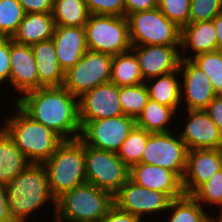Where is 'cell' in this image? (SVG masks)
Masks as SVG:
<instances>
[{"mask_svg":"<svg viewBox=\"0 0 222 222\" xmlns=\"http://www.w3.org/2000/svg\"><path fill=\"white\" fill-rule=\"evenodd\" d=\"M15 103L33 120L48 127L63 140L80 137L78 98L64 86L41 87L27 92Z\"/></svg>","mask_w":222,"mask_h":222,"instance_id":"6da1fadb","label":"cell"},{"mask_svg":"<svg viewBox=\"0 0 222 222\" xmlns=\"http://www.w3.org/2000/svg\"><path fill=\"white\" fill-rule=\"evenodd\" d=\"M9 215L14 222H29V216L45 204L52 203L54 216L56 199L49 189L48 173L44 164L30 163L26 169L6 184ZM50 201V202H49Z\"/></svg>","mask_w":222,"mask_h":222,"instance_id":"7a4b0ae2","label":"cell"},{"mask_svg":"<svg viewBox=\"0 0 222 222\" xmlns=\"http://www.w3.org/2000/svg\"><path fill=\"white\" fill-rule=\"evenodd\" d=\"M13 104L17 110L13 115L11 113L5 117L2 127L30 163L44 164L64 140L48 127L33 120L15 102Z\"/></svg>","mask_w":222,"mask_h":222,"instance_id":"3957f363","label":"cell"},{"mask_svg":"<svg viewBox=\"0 0 222 222\" xmlns=\"http://www.w3.org/2000/svg\"><path fill=\"white\" fill-rule=\"evenodd\" d=\"M114 205L113 195L84 183L56 199L54 222H100Z\"/></svg>","mask_w":222,"mask_h":222,"instance_id":"277c9868","label":"cell"},{"mask_svg":"<svg viewBox=\"0 0 222 222\" xmlns=\"http://www.w3.org/2000/svg\"><path fill=\"white\" fill-rule=\"evenodd\" d=\"M44 165L48 173L49 189L55 199L87 183L85 144L79 138L64 140Z\"/></svg>","mask_w":222,"mask_h":222,"instance_id":"5b68a950","label":"cell"},{"mask_svg":"<svg viewBox=\"0 0 222 222\" xmlns=\"http://www.w3.org/2000/svg\"><path fill=\"white\" fill-rule=\"evenodd\" d=\"M84 28L90 51L113 56L131 50L129 24L125 16L90 14Z\"/></svg>","mask_w":222,"mask_h":222,"instance_id":"8992f818","label":"cell"},{"mask_svg":"<svg viewBox=\"0 0 222 222\" xmlns=\"http://www.w3.org/2000/svg\"><path fill=\"white\" fill-rule=\"evenodd\" d=\"M127 20L132 46L180 45L181 28L159 8L132 13Z\"/></svg>","mask_w":222,"mask_h":222,"instance_id":"52a82bcc","label":"cell"},{"mask_svg":"<svg viewBox=\"0 0 222 222\" xmlns=\"http://www.w3.org/2000/svg\"><path fill=\"white\" fill-rule=\"evenodd\" d=\"M130 168L117 153L85 145V174L87 183L109 191L113 196L129 179Z\"/></svg>","mask_w":222,"mask_h":222,"instance_id":"ba28073f","label":"cell"},{"mask_svg":"<svg viewBox=\"0 0 222 222\" xmlns=\"http://www.w3.org/2000/svg\"><path fill=\"white\" fill-rule=\"evenodd\" d=\"M113 56L88 50L65 72L63 86L77 98L101 84L111 81Z\"/></svg>","mask_w":222,"mask_h":222,"instance_id":"9c48e42d","label":"cell"},{"mask_svg":"<svg viewBox=\"0 0 222 222\" xmlns=\"http://www.w3.org/2000/svg\"><path fill=\"white\" fill-rule=\"evenodd\" d=\"M188 148L179 133H151L144 148L141 163L157 165L173 171L181 180L187 164Z\"/></svg>","mask_w":222,"mask_h":222,"instance_id":"30bf717a","label":"cell"},{"mask_svg":"<svg viewBox=\"0 0 222 222\" xmlns=\"http://www.w3.org/2000/svg\"><path fill=\"white\" fill-rule=\"evenodd\" d=\"M136 126V119L122 115L87 122L79 139L87 146L117 153Z\"/></svg>","mask_w":222,"mask_h":222,"instance_id":"8fae6325","label":"cell"},{"mask_svg":"<svg viewBox=\"0 0 222 222\" xmlns=\"http://www.w3.org/2000/svg\"><path fill=\"white\" fill-rule=\"evenodd\" d=\"M113 200L118 209L134 214L141 219L146 218V215H154V213L155 217L158 213L163 216L171 202L165 193L147 189L134 183L130 178L113 196Z\"/></svg>","mask_w":222,"mask_h":222,"instance_id":"7c38bea8","label":"cell"},{"mask_svg":"<svg viewBox=\"0 0 222 222\" xmlns=\"http://www.w3.org/2000/svg\"><path fill=\"white\" fill-rule=\"evenodd\" d=\"M179 73L182 79L181 108H184L183 110H205L217 96L208 75L190 59L182 58Z\"/></svg>","mask_w":222,"mask_h":222,"instance_id":"4fadbf2b","label":"cell"},{"mask_svg":"<svg viewBox=\"0 0 222 222\" xmlns=\"http://www.w3.org/2000/svg\"><path fill=\"white\" fill-rule=\"evenodd\" d=\"M81 128L89 121L122 116L119 87L111 81L96 86L78 98Z\"/></svg>","mask_w":222,"mask_h":222,"instance_id":"5bb4252c","label":"cell"},{"mask_svg":"<svg viewBox=\"0 0 222 222\" xmlns=\"http://www.w3.org/2000/svg\"><path fill=\"white\" fill-rule=\"evenodd\" d=\"M186 111L185 126H176L188 150L222 149V133L205 110ZM182 128V129H181Z\"/></svg>","mask_w":222,"mask_h":222,"instance_id":"9a60e30c","label":"cell"},{"mask_svg":"<svg viewBox=\"0 0 222 222\" xmlns=\"http://www.w3.org/2000/svg\"><path fill=\"white\" fill-rule=\"evenodd\" d=\"M144 81L163 76L179 69L180 45L132 46Z\"/></svg>","mask_w":222,"mask_h":222,"instance_id":"2e32d148","label":"cell"},{"mask_svg":"<svg viewBox=\"0 0 222 222\" xmlns=\"http://www.w3.org/2000/svg\"><path fill=\"white\" fill-rule=\"evenodd\" d=\"M10 62L9 85L20 94V97L14 96L16 102L21 95L39 89L37 65L31 45L20 44L10 38Z\"/></svg>","mask_w":222,"mask_h":222,"instance_id":"e0dca14e","label":"cell"},{"mask_svg":"<svg viewBox=\"0 0 222 222\" xmlns=\"http://www.w3.org/2000/svg\"><path fill=\"white\" fill-rule=\"evenodd\" d=\"M222 169V149H192L182 178L185 195H192L211 176Z\"/></svg>","mask_w":222,"mask_h":222,"instance_id":"ac0fdd59","label":"cell"},{"mask_svg":"<svg viewBox=\"0 0 222 222\" xmlns=\"http://www.w3.org/2000/svg\"><path fill=\"white\" fill-rule=\"evenodd\" d=\"M129 178L147 189L165 193L171 200L184 195L182 180L173 171L157 165L135 164L130 168Z\"/></svg>","mask_w":222,"mask_h":222,"instance_id":"d6986e66","label":"cell"},{"mask_svg":"<svg viewBox=\"0 0 222 222\" xmlns=\"http://www.w3.org/2000/svg\"><path fill=\"white\" fill-rule=\"evenodd\" d=\"M52 40L58 63L64 73L72 68L88 51L84 27L55 25Z\"/></svg>","mask_w":222,"mask_h":222,"instance_id":"ffe728a7","label":"cell"},{"mask_svg":"<svg viewBox=\"0 0 222 222\" xmlns=\"http://www.w3.org/2000/svg\"><path fill=\"white\" fill-rule=\"evenodd\" d=\"M214 51H218V40L212 20L189 23L181 28L180 57L182 59H191L198 54Z\"/></svg>","mask_w":222,"mask_h":222,"instance_id":"44dd1931","label":"cell"},{"mask_svg":"<svg viewBox=\"0 0 222 222\" xmlns=\"http://www.w3.org/2000/svg\"><path fill=\"white\" fill-rule=\"evenodd\" d=\"M39 78V88L63 86L65 73L57 59L52 38L31 45Z\"/></svg>","mask_w":222,"mask_h":222,"instance_id":"7402d4cb","label":"cell"},{"mask_svg":"<svg viewBox=\"0 0 222 222\" xmlns=\"http://www.w3.org/2000/svg\"><path fill=\"white\" fill-rule=\"evenodd\" d=\"M55 23L52 13H25L13 41L32 45L53 37Z\"/></svg>","mask_w":222,"mask_h":222,"instance_id":"603a6c76","label":"cell"},{"mask_svg":"<svg viewBox=\"0 0 222 222\" xmlns=\"http://www.w3.org/2000/svg\"><path fill=\"white\" fill-rule=\"evenodd\" d=\"M30 164L13 138L0 126V183L6 185Z\"/></svg>","mask_w":222,"mask_h":222,"instance_id":"cb8c5ba5","label":"cell"},{"mask_svg":"<svg viewBox=\"0 0 222 222\" xmlns=\"http://www.w3.org/2000/svg\"><path fill=\"white\" fill-rule=\"evenodd\" d=\"M144 83L148 89L149 99L172 107L177 113L180 112L178 111L181 110V77L179 69L163 76L148 79Z\"/></svg>","mask_w":222,"mask_h":222,"instance_id":"d4e9b609","label":"cell"},{"mask_svg":"<svg viewBox=\"0 0 222 222\" xmlns=\"http://www.w3.org/2000/svg\"><path fill=\"white\" fill-rule=\"evenodd\" d=\"M178 114L180 115L172 107L149 99L142 113L136 119V126L151 133L174 131L171 128L178 120Z\"/></svg>","mask_w":222,"mask_h":222,"instance_id":"484cf974","label":"cell"},{"mask_svg":"<svg viewBox=\"0 0 222 222\" xmlns=\"http://www.w3.org/2000/svg\"><path fill=\"white\" fill-rule=\"evenodd\" d=\"M169 212L167 222H213L215 219L192 195L172 199L165 214Z\"/></svg>","mask_w":222,"mask_h":222,"instance_id":"4316f807","label":"cell"},{"mask_svg":"<svg viewBox=\"0 0 222 222\" xmlns=\"http://www.w3.org/2000/svg\"><path fill=\"white\" fill-rule=\"evenodd\" d=\"M111 82L118 87L144 83L138 59L132 50L113 55Z\"/></svg>","mask_w":222,"mask_h":222,"instance_id":"83f0119b","label":"cell"},{"mask_svg":"<svg viewBox=\"0 0 222 222\" xmlns=\"http://www.w3.org/2000/svg\"><path fill=\"white\" fill-rule=\"evenodd\" d=\"M55 25L84 27L90 12L85 0H56L52 11Z\"/></svg>","mask_w":222,"mask_h":222,"instance_id":"f1b7e54d","label":"cell"},{"mask_svg":"<svg viewBox=\"0 0 222 222\" xmlns=\"http://www.w3.org/2000/svg\"><path fill=\"white\" fill-rule=\"evenodd\" d=\"M150 132L135 126L121 144L117 156L129 167L141 163L142 154L146 147Z\"/></svg>","mask_w":222,"mask_h":222,"instance_id":"f546056e","label":"cell"},{"mask_svg":"<svg viewBox=\"0 0 222 222\" xmlns=\"http://www.w3.org/2000/svg\"><path fill=\"white\" fill-rule=\"evenodd\" d=\"M119 100L123 114L137 119L149 100L146 84L119 87Z\"/></svg>","mask_w":222,"mask_h":222,"instance_id":"4dcf8cb0","label":"cell"},{"mask_svg":"<svg viewBox=\"0 0 222 222\" xmlns=\"http://www.w3.org/2000/svg\"><path fill=\"white\" fill-rule=\"evenodd\" d=\"M192 196L204 207H218L221 211L217 213V217H222V169L217 171L210 179L202 184ZM211 205V206H209ZM214 206V207H213Z\"/></svg>","mask_w":222,"mask_h":222,"instance_id":"1f68e13d","label":"cell"},{"mask_svg":"<svg viewBox=\"0 0 222 222\" xmlns=\"http://www.w3.org/2000/svg\"><path fill=\"white\" fill-rule=\"evenodd\" d=\"M24 15L18 0H0V37L12 38Z\"/></svg>","mask_w":222,"mask_h":222,"instance_id":"d6a6232c","label":"cell"},{"mask_svg":"<svg viewBox=\"0 0 222 222\" xmlns=\"http://www.w3.org/2000/svg\"><path fill=\"white\" fill-rule=\"evenodd\" d=\"M190 60L208 75L216 94L222 95V51L201 53Z\"/></svg>","mask_w":222,"mask_h":222,"instance_id":"836d02e7","label":"cell"},{"mask_svg":"<svg viewBox=\"0 0 222 222\" xmlns=\"http://www.w3.org/2000/svg\"><path fill=\"white\" fill-rule=\"evenodd\" d=\"M158 8L179 28L189 24L190 0H159Z\"/></svg>","mask_w":222,"mask_h":222,"instance_id":"e575fe53","label":"cell"},{"mask_svg":"<svg viewBox=\"0 0 222 222\" xmlns=\"http://www.w3.org/2000/svg\"><path fill=\"white\" fill-rule=\"evenodd\" d=\"M222 12V0H190L189 23L213 20Z\"/></svg>","mask_w":222,"mask_h":222,"instance_id":"d590c367","label":"cell"},{"mask_svg":"<svg viewBox=\"0 0 222 222\" xmlns=\"http://www.w3.org/2000/svg\"><path fill=\"white\" fill-rule=\"evenodd\" d=\"M90 14L125 16L124 0H85Z\"/></svg>","mask_w":222,"mask_h":222,"instance_id":"8d00e7d4","label":"cell"},{"mask_svg":"<svg viewBox=\"0 0 222 222\" xmlns=\"http://www.w3.org/2000/svg\"><path fill=\"white\" fill-rule=\"evenodd\" d=\"M11 72L10 62V38L0 37V87L3 83H9Z\"/></svg>","mask_w":222,"mask_h":222,"instance_id":"74e56055","label":"cell"},{"mask_svg":"<svg viewBox=\"0 0 222 222\" xmlns=\"http://www.w3.org/2000/svg\"><path fill=\"white\" fill-rule=\"evenodd\" d=\"M25 13H52V0H18Z\"/></svg>","mask_w":222,"mask_h":222,"instance_id":"f35d334b","label":"cell"},{"mask_svg":"<svg viewBox=\"0 0 222 222\" xmlns=\"http://www.w3.org/2000/svg\"><path fill=\"white\" fill-rule=\"evenodd\" d=\"M125 17L132 13L158 8L159 0H124Z\"/></svg>","mask_w":222,"mask_h":222,"instance_id":"ab89813d","label":"cell"},{"mask_svg":"<svg viewBox=\"0 0 222 222\" xmlns=\"http://www.w3.org/2000/svg\"><path fill=\"white\" fill-rule=\"evenodd\" d=\"M134 214L124 212L113 205L107 215L100 222H145Z\"/></svg>","mask_w":222,"mask_h":222,"instance_id":"60d3db41","label":"cell"},{"mask_svg":"<svg viewBox=\"0 0 222 222\" xmlns=\"http://www.w3.org/2000/svg\"><path fill=\"white\" fill-rule=\"evenodd\" d=\"M205 111L222 133V95H217L206 107Z\"/></svg>","mask_w":222,"mask_h":222,"instance_id":"b9f144b4","label":"cell"},{"mask_svg":"<svg viewBox=\"0 0 222 222\" xmlns=\"http://www.w3.org/2000/svg\"><path fill=\"white\" fill-rule=\"evenodd\" d=\"M6 185L0 183V222H14L9 215Z\"/></svg>","mask_w":222,"mask_h":222,"instance_id":"7bdbcfd3","label":"cell"},{"mask_svg":"<svg viewBox=\"0 0 222 222\" xmlns=\"http://www.w3.org/2000/svg\"><path fill=\"white\" fill-rule=\"evenodd\" d=\"M212 21L214 23L215 30H216V37L218 40V50L222 51V12L218 13L213 18Z\"/></svg>","mask_w":222,"mask_h":222,"instance_id":"ee69618b","label":"cell"},{"mask_svg":"<svg viewBox=\"0 0 222 222\" xmlns=\"http://www.w3.org/2000/svg\"><path fill=\"white\" fill-rule=\"evenodd\" d=\"M213 222H222V217L215 216V219L213 220Z\"/></svg>","mask_w":222,"mask_h":222,"instance_id":"f6af8a7d","label":"cell"}]
</instances>
